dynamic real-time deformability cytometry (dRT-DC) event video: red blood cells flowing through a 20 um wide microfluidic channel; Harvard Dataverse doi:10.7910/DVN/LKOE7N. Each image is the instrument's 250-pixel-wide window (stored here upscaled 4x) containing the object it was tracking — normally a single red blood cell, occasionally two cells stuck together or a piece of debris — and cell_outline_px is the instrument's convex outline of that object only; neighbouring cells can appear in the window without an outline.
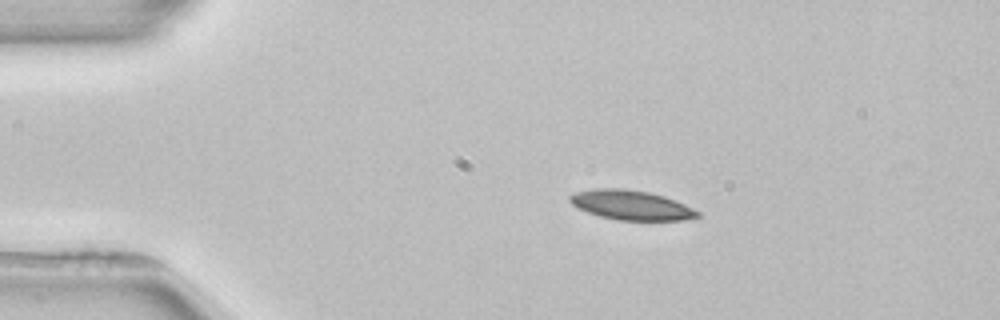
{"species": "common noctule bat (a hibernating species)", "species_latin": "Nyctalus noctula", "temperature_condition": "room temperature", "stored_images_in_passage": 2, "camera_frame_rate_fps": 3000, "um_per_image_px": 0.085, "animal": {"sex": "female", "body_mass_g": 22.7, "forearm_length_mm": 54.2}, "frame": {"image": 1, "passage_image": 1, "time_ms": 0.0, "image_size_px": [1000, 320], "cell_outline_px": [[700, 216], [684, 220], [616, 220], [600, 216], [588, 212], [572, 204], [568, 200], [568, 196], [576, 192], [596, 188], [624, 188], [648, 192], [664, 196], [684, 204], [700, 212]], "centroid_in_image_um": [53.64, 17.43], "position_along_channel_um": 31.4, "area_um2": 21.91}}